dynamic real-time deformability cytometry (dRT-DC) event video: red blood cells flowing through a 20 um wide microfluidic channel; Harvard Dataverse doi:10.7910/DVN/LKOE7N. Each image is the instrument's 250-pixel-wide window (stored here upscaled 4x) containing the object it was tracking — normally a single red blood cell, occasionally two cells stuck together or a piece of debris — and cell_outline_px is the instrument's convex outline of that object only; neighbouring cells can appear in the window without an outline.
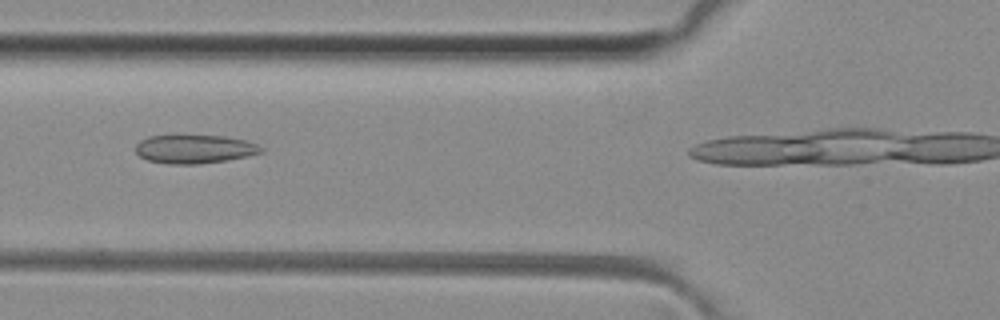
{"species": "common noctule bat (a hibernating species)", "species_latin": "Nyctalus noctula", "temperature_condition": "room temperature", "stored_images_in_passage": 10, "camera_frame_rate_fps": 3000, "um_per_image_px": 0.085, "animal": {"sex": "female", "body_mass_g": 29.2, "forearm_length_mm": 56.3}, "frame": {"image": 1, "passage_image": 7, "time_ms": 2.0, "image_size_px": [1000, 320], "cell_outline_px": [[264, 152], [248, 156], [224, 160], [196, 164], [168, 164], [148, 160], [140, 156], [136, 152], [136, 144], [140, 140], [148, 136], [176, 132], [224, 136], [244, 140], [256, 144], [264, 148]], "centroid_in_image_um": [16.48, 12.61], "position_along_channel_um": 109.3, "area_um2": 21.79}}